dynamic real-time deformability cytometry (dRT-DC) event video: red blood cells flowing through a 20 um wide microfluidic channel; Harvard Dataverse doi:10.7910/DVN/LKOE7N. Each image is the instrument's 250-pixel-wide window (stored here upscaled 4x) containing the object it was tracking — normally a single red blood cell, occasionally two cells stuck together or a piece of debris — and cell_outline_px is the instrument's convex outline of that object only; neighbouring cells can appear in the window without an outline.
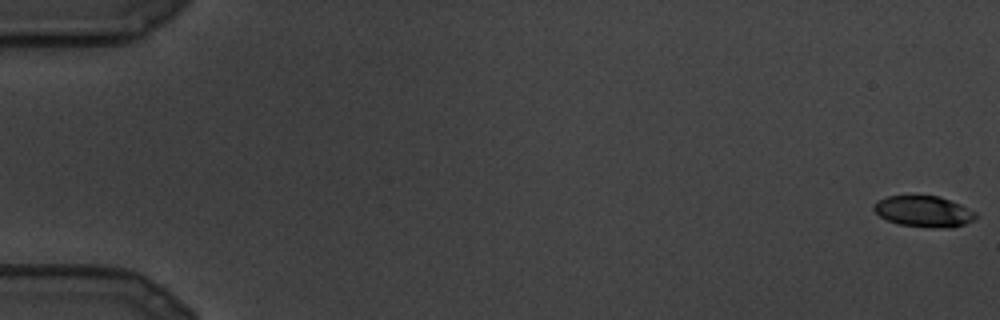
{"species": "common noctule bat (a hibernating species)", "species_latin": "Nyctalus noctula", "temperature_condition": "cold", "stored_images_in_passage": 10, "camera_frame_rate_fps": 3000, "um_per_image_px": 0.085, "animal": {"sex": "male", "body_mass_g": 19.5, "forearm_length_mm": 54.6}, "frame": {"image": 1, "passage_image": 1, "time_ms": 0.0, "image_size_px": [1000, 320], "cell_outline_px": [[976, 216], [972, 220], [964, 224], [952, 228], [944, 228], [896, 224], [880, 216], [872, 208], [872, 204], [876, 200], [888, 196], [940, 196], [960, 204], [976, 212]], "centroid_in_image_um": [78.49, 17.96], "position_along_channel_um": 6.5, "area_um2": 18.38}}
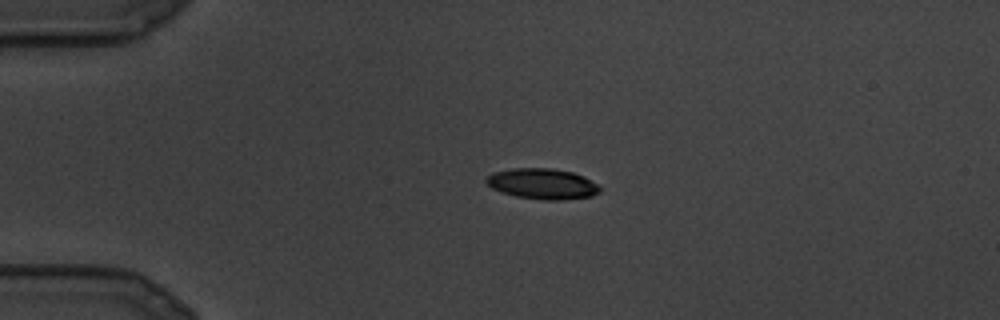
{"frame": {"image": 2, "passage_image": 7, "time_ms": 2.0, "image_size_px": [1000, 320], "cell_outline_px": [[600, 192], [592, 196], [560, 200], [544, 200], [516, 196], [500, 192], [492, 188], [484, 180], [492, 172], [512, 168], [552, 168], [572, 172], [584, 176], [596, 184], [600, 188]], "centroid_in_image_um": [46.08, 15.62], "position_along_channel_um": 38.9, "area_um2": 20.29}}